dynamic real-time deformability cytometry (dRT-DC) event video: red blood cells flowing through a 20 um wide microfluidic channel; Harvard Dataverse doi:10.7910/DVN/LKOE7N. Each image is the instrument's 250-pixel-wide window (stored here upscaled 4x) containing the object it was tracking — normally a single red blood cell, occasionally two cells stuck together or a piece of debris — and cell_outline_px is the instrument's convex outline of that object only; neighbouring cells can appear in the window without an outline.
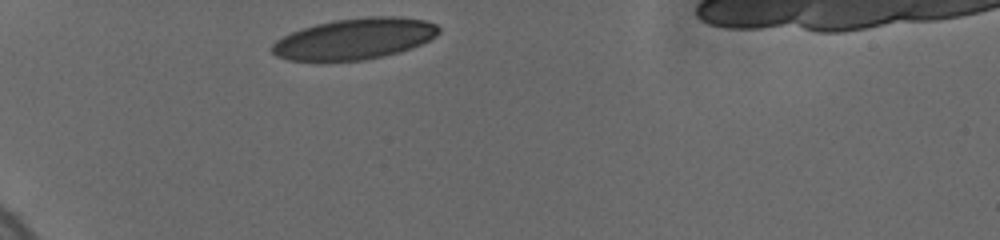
{"species": "human", "species_latin": "Homo sapiens", "temperature_condition": "cold", "stored_images_in_passage": 3, "camera_frame_rate_fps": 3000, "um_per_image_px": 0.085, "donor": {"sex": "female"}, "frame": {"image": 1, "passage_image": 1, "time_ms": 0.0, "image_size_px": [1000, 240], "cell_outline_px": [[440, 32], [436, 36], [420, 44], [384, 56], [364, 60], [288, 60], [276, 56], [272, 52], [272, 44], [276, 40], [292, 32], [316, 24], [336, 20], [364, 16], [400, 16], [424, 20], [436, 24], [440, 28]], "centroid_in_image_um": [30.15, 3.28], "position_along_channel_um": 54.8, "area_um2": 39.54}}
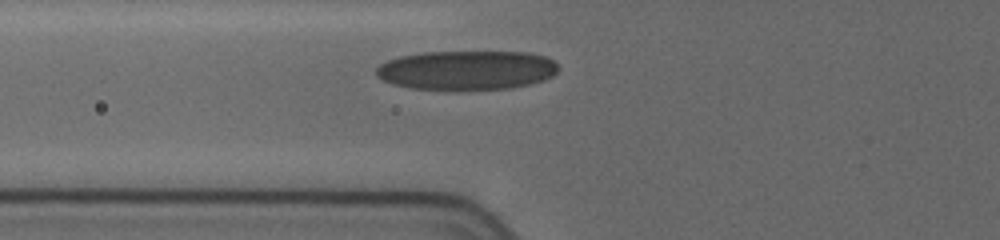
{"frame": {"image": 2, "passage_image": 3, "time_ms": 1.667, "image_size_px": [1000, 240], "cell_outline_px": [[560, 68], [552, 76], [544, 80], [528, 84], [508, 88], [468, 92], [456, 92], [412, 88], [392, 84], [376, 76], [376, 68], [380, 64], [388, 60], [400, 56], [424, 52], [528, 52], [548, 56]], "centroid_in_image_um": [39.67, 5.99], "position_along_channel_um": 86.1, "area_um2": 42.71}}